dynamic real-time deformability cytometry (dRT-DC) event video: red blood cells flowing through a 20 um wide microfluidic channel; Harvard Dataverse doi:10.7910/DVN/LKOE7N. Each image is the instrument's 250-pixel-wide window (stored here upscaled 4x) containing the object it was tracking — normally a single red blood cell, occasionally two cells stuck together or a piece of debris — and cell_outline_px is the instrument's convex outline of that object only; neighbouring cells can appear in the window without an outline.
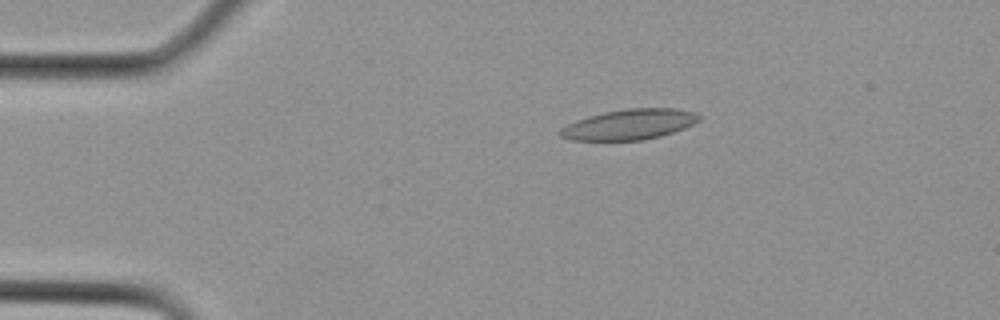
{"species": "Egyptian fruit bat (a non-hibernating species)", "species_latin": "Rousettus aegyptiacus", "temperature_condition": "cold", "stored_images_in_passage": 10, "camera_frame_rate_fps": 3000, "um_per_image_px": 0.085, "animal": {"sex": "female"}, "frame": {"image": 1, "passage_image": 1, "time_ms": 0.0, "image_size_px": [1000, 320], "cell_outline_px": [[700, 120], [684, 128], [660, 136], [644, 140], [572, 140], [560, 136], [560, 128], [576, 120], [588, 116], [604, 112], [628, 108], [676, 108], [692, 112], [700, 116]], "centroid_in_image_um": [53.48, 10.57], "position_along_channel_um": 31.5, "area_um2": 24.39}}
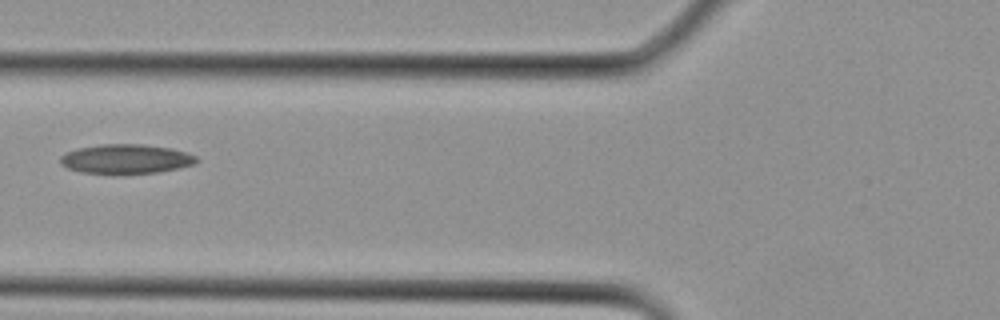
{"frame": {"image": 2, "passage_image": 7, "time_ms": 2.0, "image_size_px": [1000, 320], "cell_outline_px": [[200, 160], [196, 164], [180, 168], [160, 172], [112, 176], [80, 172], [68, 168], [60, 164], [60, 156], [76, 148], [100, 144], [144, 144], [172, 148], [196, 156]], "centroid_in_image_um": [10.7, 13.54], "position_along_channel_um": 115.1, "area_um2": 24.22}}
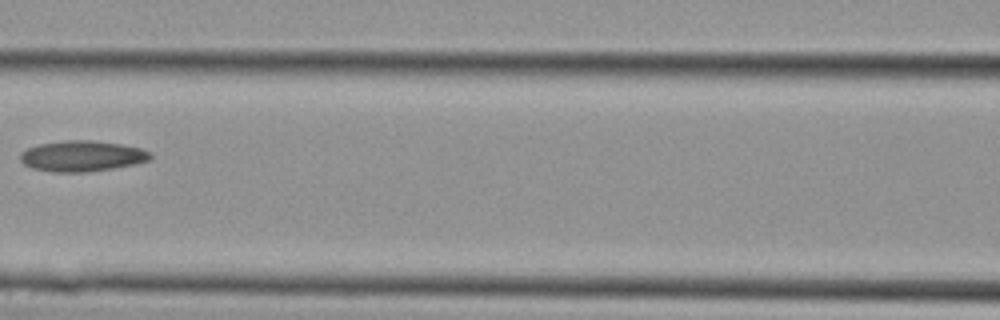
{"frame": {"image": 3, "passage_image": 9, "time_ms": 2.667, "image_size_px": [1000, 320], "cell_outline_px": [[152, 160], [136, 164], [88, 172], [52, 172], [32, 168], [24, 164], [20, 160], [20, 152], [28, 148], [40, 144], [68, 140], [88, 140], [120, 144], [140, 148], [152, 152]], "centroid_in_image_um": [7.0, 13.27], "position_along_channel_um": 159.6, "area_um2": 23.35}}